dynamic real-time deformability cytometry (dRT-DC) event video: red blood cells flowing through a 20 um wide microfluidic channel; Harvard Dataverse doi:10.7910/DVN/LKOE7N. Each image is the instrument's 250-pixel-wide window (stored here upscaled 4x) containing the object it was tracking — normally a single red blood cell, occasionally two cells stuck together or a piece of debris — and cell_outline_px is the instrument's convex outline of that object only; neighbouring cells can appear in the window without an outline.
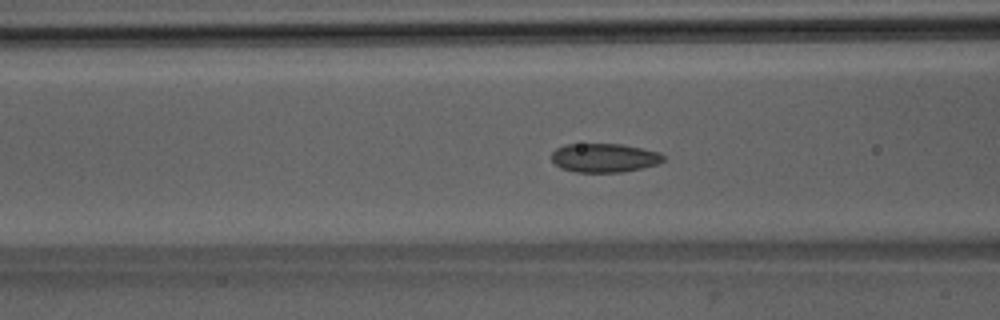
{"species": "Egyptian fruit bat (a non-hibernating species)", "species_latin": "Rousettus aegyptiacus", "temperature_condition": "room temperature", "stored_images_in_passage": 43, "camera_frame_rate_fps": 3000, "um_per_image_px": 0.085, "animal": {"sex": "male"}, "frame": {"image": 1, "passage_image": 12, "time_ms": 3.667, "image_size_px": [1000, 320], "cell_outline_px": [[664, 160], [656, 164], [640, 168], [620, 172], [576, 172], [560, 168], [552, 160], [552, 152], [556, 148], [564, 144], [620, 144], [660, 152], [664, 156]], "centroid_in_image_um": [51.33, 13.41], "position_along_channel_um": 115.3, "area_um2": 18.67}}
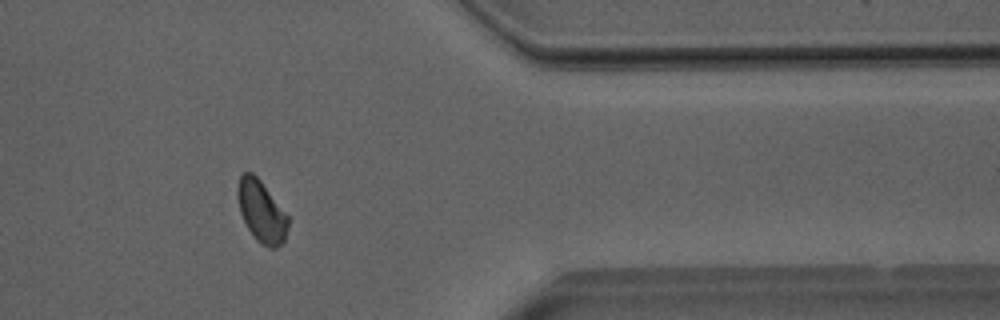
{"frame": {"image": 2, "passage_image": 34, "time_ms": 11.0, "image_size_px": [1000, 320], "cell_outline_px": [[288, 228], [284, 240], [276, 248], [268, 248], [260, 244], [256, 240], [248, 228], [240, 212], [236, 196], [236, 188], [240, 176], [244, 172], [252, 172], [260, 180], [288, 216]], "centroid_in_image_um": [22.2, 17.97], "position_along_channel_um": 389.2, "area_um2": 18.09}}
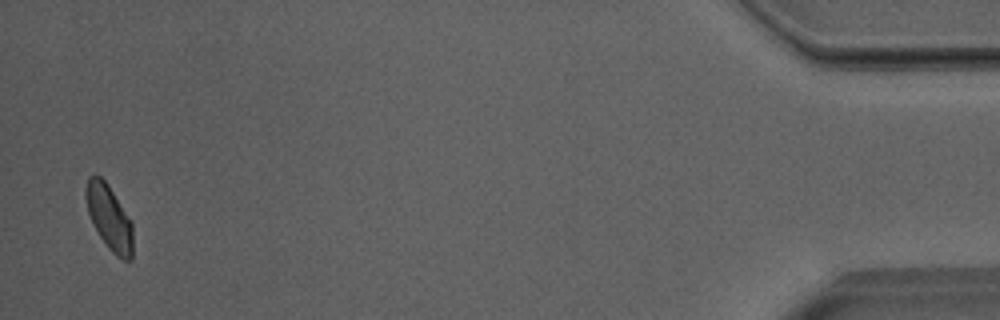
{"frame": {"image": 3, "passage_image": 42, "time_ms": 13.667, "image_size_px": [1000, 320], "cell_outline_px": [[132, 260], [124, 260], [116, 256], [108, 248], [92, 224], [88, 212], [84, 196], [84, 192], [88, 176], [96, 172], [108, 184], [132, 224]], "centroid_in_image_um": [9.24, 18.45], "position_along_channel_um": 426.0, "area_um2": 17.8}, "authors_computed_cell_mechanics": {"area_um2": 18.2648, "velocity_mm_per_s": 3.9776, "shape_relaxation_time_tau1_ms": null, "shape_relaxation_time_tau2_ms": 1.2185, "deformation_change_tau1": null, "deformation_change_tau2": 0.0623}}